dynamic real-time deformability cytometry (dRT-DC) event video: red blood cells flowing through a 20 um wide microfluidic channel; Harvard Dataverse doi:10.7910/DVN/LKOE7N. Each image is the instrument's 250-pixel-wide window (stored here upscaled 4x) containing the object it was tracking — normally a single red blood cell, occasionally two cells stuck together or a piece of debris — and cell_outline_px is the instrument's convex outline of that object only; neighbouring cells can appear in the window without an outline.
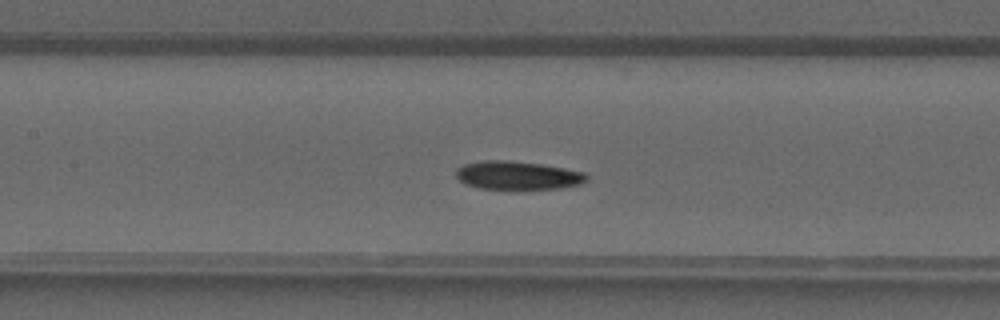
{"species": "common noctule bat (a hibernating species)", "species_latin": "Nyctalus noctula", "temperature_condition": "warm", "stored_images_in_passage": 39, "camera_frame_rate_fps": 3000, "um_per_image_px": 0.085, "animal": {"sex": "male", "forearm_length_mm": 52.5}, "frame": {"image": 1, "passage_image": 17, "time_ms": 5.333, "image_size_px": [1000, 320], "cell_outline_px": [[588, 180], [580, 184], [560, 188], [516, 192], [480, 188], [468, 184], [460, 180], [456, 176], [456, 168], [464, 164], [480, 160], [508, 160], [540, 164], [564, 168], [584, 172], [588, 176]], "centroid_in_image_um": [44.0, 14.95], "position_along_channel_um": 163.4, "area_um2": 22.48}}
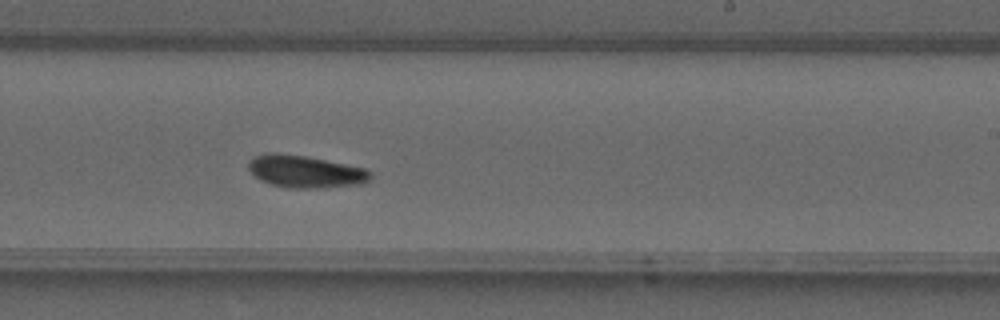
{"frame": {"image": 2, "passage_image": 23, "time_ms": 7.333, "image_size_px": [1000, 320], "cell_outline_px": [[372, 180], [360, 184], [324, 188], [284, 188], [260, 180], [248, 168], [248, 160], [256, 156], [268, 152], [276, 152], [304, 156], [364, 168], [372, 172]], "centroid_in_image_um": [25.96, 14.59], "position_along_channel_um": 263.0, "area_um2": 23.0}}
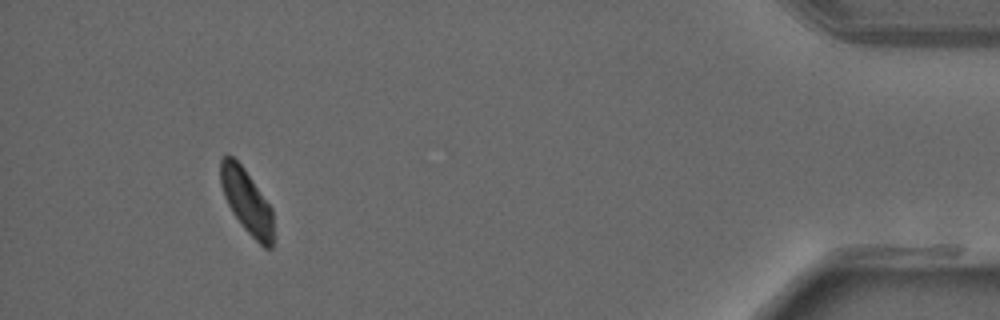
{"frame": {"image": 3, "passage_image": 36, "time_ms": 11.667, "image_size_px": [1000, 320], "cell_outline_px": [[276, 236], [272, 248], [264, 248], [244, 228], [232, 212], [224, 196], [220, 184], [220, 156], [228, 152], [244, 168], [272, 208]], "centroid_in_image_um": [20.99, 17.12], "position_along_channel_um": 414.2, "area_um2": 20.23}}